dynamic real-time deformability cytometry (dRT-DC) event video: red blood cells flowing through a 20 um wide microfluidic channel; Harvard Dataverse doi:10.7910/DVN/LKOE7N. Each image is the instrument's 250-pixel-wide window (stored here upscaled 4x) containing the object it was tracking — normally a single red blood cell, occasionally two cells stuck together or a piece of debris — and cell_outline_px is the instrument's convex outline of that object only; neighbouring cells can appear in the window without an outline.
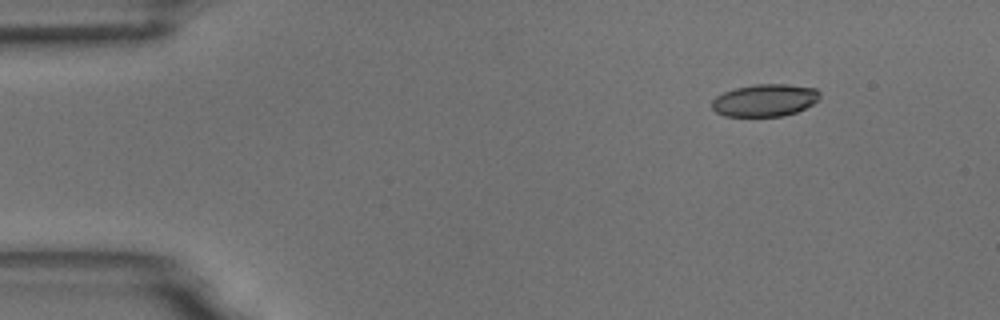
{"species": "common noctule bat (a hibernating species)", "species_latin": "Nyctalus noctula", "temperature_condition": "room temperature", "stored_images_in_passage": 6, "camera_frame_rate_fps": 3000, "um_per_image_px": 0.085, "animal": {"sex": "male", "body_mass_g": 18.8}, "frame": {"image": 1, "passage_image": 2, "time_ms": 1.333, "image_size_px": [1000, 320], "cell_outline_px": [[820, 100], [796, 112], [784, 116], [724, 116], [716, 112], [712, 108], [712, 100], [716, 96], [724, 92], [736, 88], [756, 84], [788, 84], [816, 88], [820, 92]], "centroid_in_image_um": [65.03, 8.52], "position_along_channel_um": 20.0, "area_um2": 20.4}}
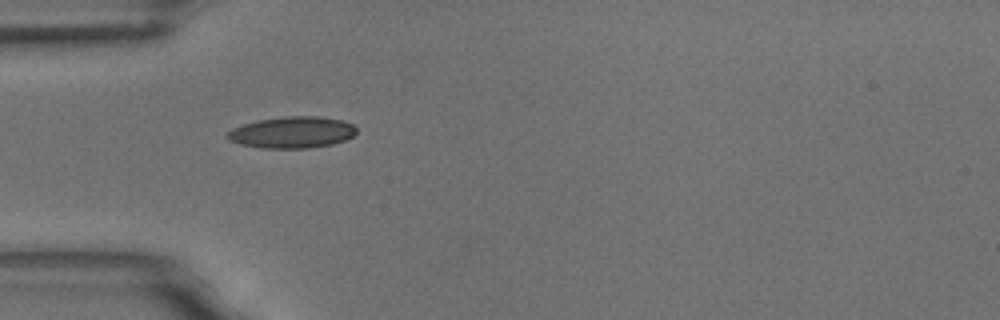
{"frame": {"image": 2, "passage_image": 5, "time_ms": 4.667, "image_size_px": [1000, 320], "cell_outline_px": [[356, 132], [352, 136], [344, 140], [332, 144], [308, 148], [260, 148], [240, 144], [228, 140], [224, 136], [232, 128], [244, 124], [260, 120], [284, 116], [320, 116], [340, 120], [352, 124], [356, 128]], "centroid_in_image_um": [24.8, 11.25], "position_along_channel_um": 60.2, "area_um2": 23.64}}